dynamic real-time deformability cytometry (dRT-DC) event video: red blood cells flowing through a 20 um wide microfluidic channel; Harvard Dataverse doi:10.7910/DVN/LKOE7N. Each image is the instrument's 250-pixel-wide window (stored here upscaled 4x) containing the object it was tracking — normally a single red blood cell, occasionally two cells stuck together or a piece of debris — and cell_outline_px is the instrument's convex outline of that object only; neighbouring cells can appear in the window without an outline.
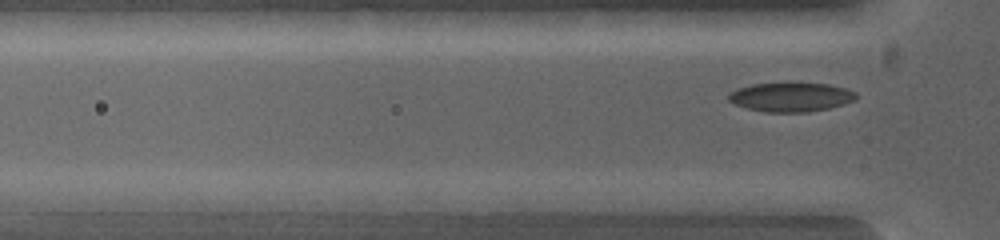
{"species": "common noctule bat (a hibernating species)", "species_latin": "Nyctalus noctula", "temperature_condition": "warm", "stored_images_in_passage": 3, "camera_frame_rate_fps": 5000, "um_per_image_px": 0.085, "animal": {"sex": "female", "body_mass_g": 19.0, "forearm_length_mm": 53.3}, "frame": {"image": 1, "passage_image": 3, "time_ms": 0.8, "image_size_px": [1000, 240], "cell_outline_px": [[784, 200], [780, 216], [768, 216], [700, 208], [680, 200], [752, 192], [760, 192]], "centroid_in_image_um": [63.04, 17.31], "position_along_channel_um": 62.8, "area_um2": 11.33}}